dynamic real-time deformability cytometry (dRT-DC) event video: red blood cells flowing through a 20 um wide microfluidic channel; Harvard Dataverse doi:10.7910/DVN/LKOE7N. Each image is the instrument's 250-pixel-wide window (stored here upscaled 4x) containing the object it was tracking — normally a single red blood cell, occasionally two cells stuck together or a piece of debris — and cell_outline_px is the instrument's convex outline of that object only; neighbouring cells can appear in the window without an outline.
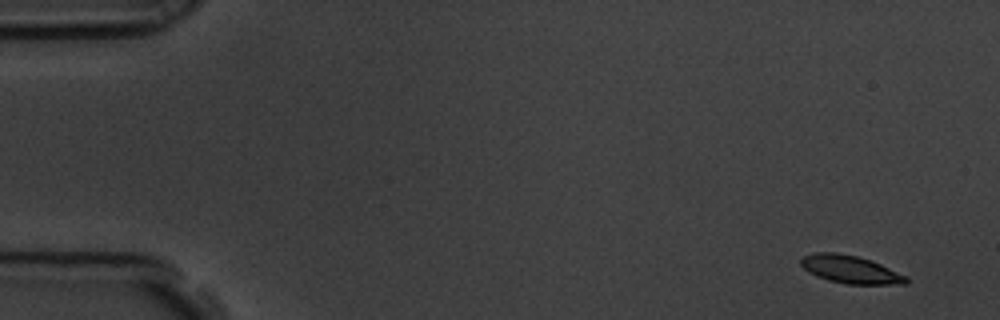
{"species": "common noctule bat (a hibernating species)", "species_latin": "Nyctalus noctula", "temperature_condition": "room temperature", "stored_images_in_passage": 5, "camera_frame_rate_fps": 3000, "um_per_image_px": 0.085, "animal": {"sex": "male", "body_mass_g": 19.5, "forearm_length_mm": 54.6}, "frame": {"image": 1, "passage_image": 1, "time_ms": 0.0, "image_size_px": [1000, 320], "cell_outline_px": [[908, 284], [848, 284], [828, 280], [816, 276], [808, 272], [800, 264], [800, 260], [804, 256], [816, 252], [836, 252], [856, 256], [872, 260], [908, 276]], "centroid_in_image_um": [72.3, 22.9], "position_along_channel_um": 12.7, "area_um2": 17.17}}